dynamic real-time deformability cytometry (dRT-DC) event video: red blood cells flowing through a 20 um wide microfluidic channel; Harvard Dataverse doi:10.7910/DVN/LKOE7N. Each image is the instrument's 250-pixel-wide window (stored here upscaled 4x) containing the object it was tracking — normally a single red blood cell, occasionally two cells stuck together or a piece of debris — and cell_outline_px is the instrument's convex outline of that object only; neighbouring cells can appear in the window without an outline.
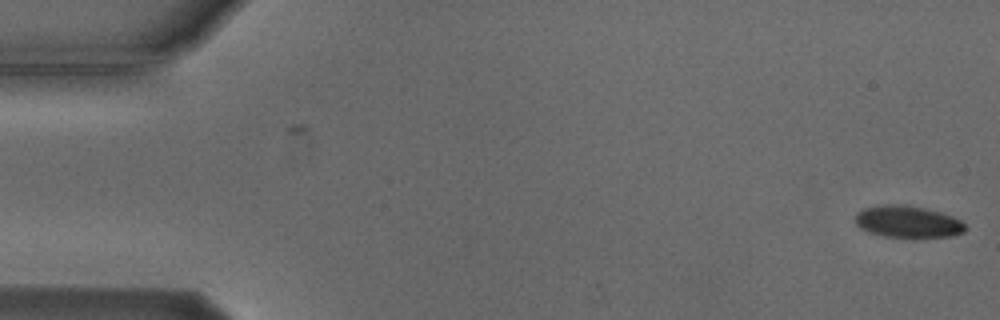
{"species": "Egyptian fruit bat (a non-hibernating species)", "species_latin": "Rousettus aegyptiacus", "temperature_condition": "cold", "stored_images_in_passage": 5, "camera_frame_rate_fps": 3000, "um_per_image_px": 0.085, "animal": {"sex": "male"}, "frame": {"image": 1, "passage_image": 1, "time_ms": 0.0, "image_size_px": [1000, 320], "cell_outline_px": [[968, 228], [964, 232], [952, 236], [912, 240], [884, 236], [868, 232], [860, 228], [856, 224], [856, 212], [864, 208], [884, 204], [904, 204], [924, 208], [940, 212], [952, 216], [960, 220]], "centroid_in_image_um": [77.18, 18.89], "position_along_channel_um": 7.8, "area_um2": 21.21}}
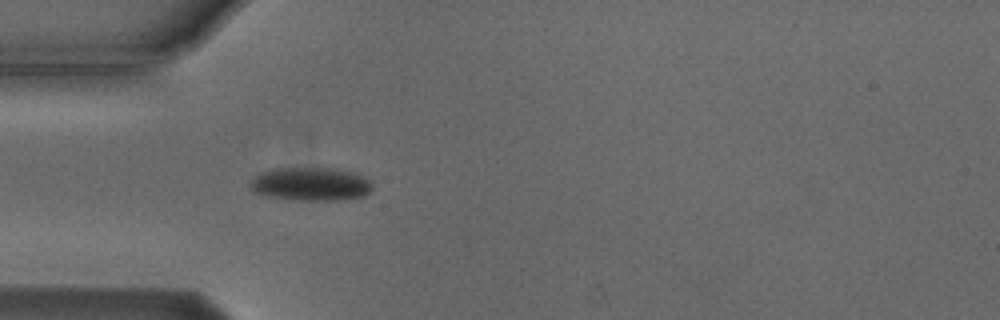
{"frame": {"image": 2, "passage_image": 5, "time_ms": 5.0, "image_size_px": [1000, 320], "cell_outline_px": [[372, 188], [364, 196], [340, 200], [292, 200], [268, 196], [256, 192], [248, 188], [248, 184], [260, 172], [276, 168], [332, 168], [352, 172], [368, 180], [372, 184]], "centroid_in_image_um": [26.37, 15.65], "position_along_channel_um": 58.6, "area_um2": 23.7}}